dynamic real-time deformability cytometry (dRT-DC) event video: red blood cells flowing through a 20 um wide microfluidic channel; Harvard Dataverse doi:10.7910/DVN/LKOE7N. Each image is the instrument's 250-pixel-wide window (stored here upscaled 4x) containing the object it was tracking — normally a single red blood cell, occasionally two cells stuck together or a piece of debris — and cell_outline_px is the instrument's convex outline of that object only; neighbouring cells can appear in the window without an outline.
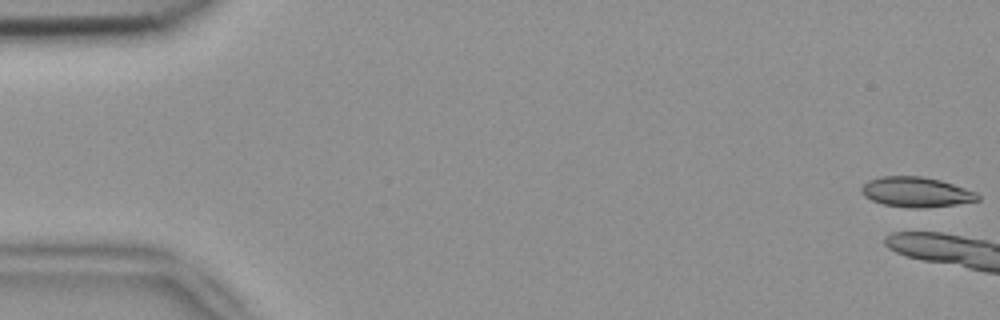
{"species": "common noctule bat (a hibernating species)", "species_latin": "Nyctalus noctula", "temperature_condition": "room temperature", "stored_images_in_passage": 6, "camera_frame_rate_fps": 3000, "um_per_image_px": 0.085, "animal": {"sex": "female", "body_mass_g": 18.4}, "frame": {"image": 1, "passage_image": 1, "time_ms": 0.0, "image_size_px": [1000, 320], "cell_outline_px": [[980, 200], [956, 204], [924, 208], [912, 208], [884, 204], [872, 200], [864, 196], [860, 192], [860, 188], [868, 180], [880, 176], [924, 176], [940, 180], [976, 192], [980, 196]], "centroid_in_image_um": [77.85, 16.32], "position_along_channel_um": 7.1, "area_um2": 20.35}}